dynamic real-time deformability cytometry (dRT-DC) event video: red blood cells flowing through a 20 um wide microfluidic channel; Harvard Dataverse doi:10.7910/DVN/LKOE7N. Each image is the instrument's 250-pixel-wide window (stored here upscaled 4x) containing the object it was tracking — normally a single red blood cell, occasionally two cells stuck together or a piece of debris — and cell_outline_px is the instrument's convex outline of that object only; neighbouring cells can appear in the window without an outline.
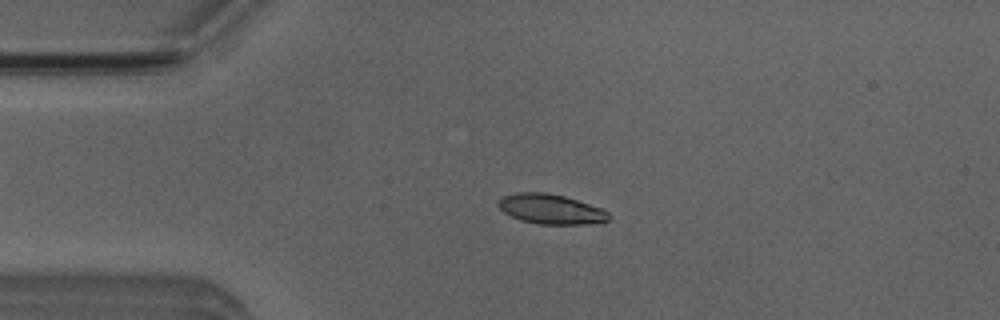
{"species": "Egyptian fruit bat (a non-hibernating species)", "species_latin": "Rousettus aegyptiacus", "temperature_condition": "room temperature", "stored_images_in_passage": 52, "camera_frame_rate_fps": 3000, "um_per_image_px": 0.085, "animal": {"sex": "male"}, "frame": {"image": 1, "passage_image": 11, "time_ms": 3.333, "image_size_px": [1000, 320], "cell_outline_px": [[608, 220], [600, 224], [540, 224], [520, 220], [504, 212], [496, 204], [504, 196], [516, 192], [544, 192], [564, 196], [600, 208], [608, 212]], "centroid_in_image_um": [46.82, 17.78], "position_along_channel_um": 38.2, "area_um2": 19.07}}
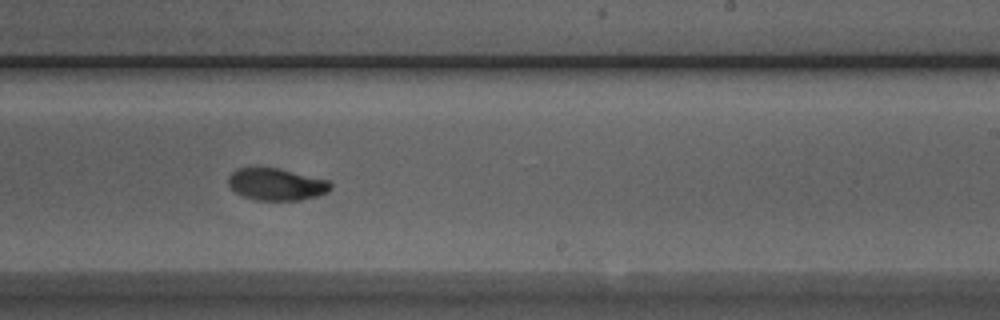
{"frame": {"image": 2, "passage_image": 31, "time_ms": 10.0, "image_size_px": [1000, 320], "cell_outline_px": [[332, 188], [328, 192], [316, 196], [300, 200], [256, 200], [244, 196], [236, 192], [228, 184], [228, 176], [236, 168], [280, 168], [328, 180], [332, 184]], "centroid_in_image_um": [23.51, 15.66], "position_along_channel_um": 265.5, "area_um2": 19.07}}
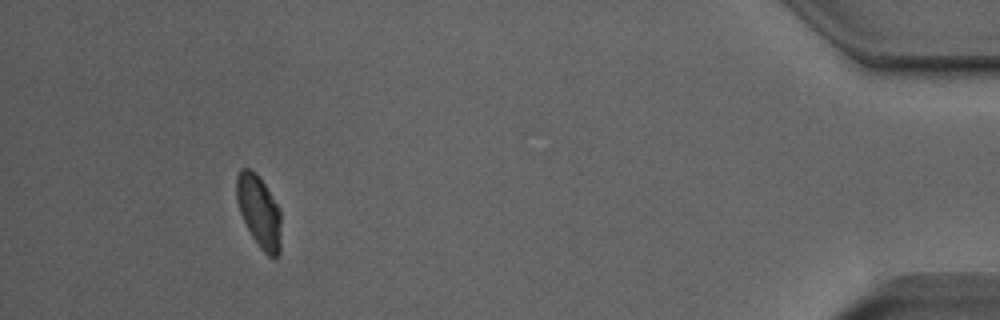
{"frame": {"image": 3, "passage_image": 48, "time_ms": 15.667, "image_size_px": [1000, 320], "cell_outline_px": [[280, 252], [276, 256], [268, 256], [260, 248], [252, 236], [240, 212], [236, 200], [236, 176], [240, 168], [248, 168], [264, 184], [280, 208]], "centroid_in_image_um": [22.01, 17.98], "position_along_channel_um": 413.2, "area_um2": 18.38}, "authors_computed_cell_mechanics": {"area_um2": 19.1896, "velocity_mm_per_s": 3.8316, "shape_relaxation_time_tau1_ms": 4.9487, "shape_relaxation_time_tau2_ms": null, "deformation_change_tau1": 0.1556, "deformation_change_tau2": null}}